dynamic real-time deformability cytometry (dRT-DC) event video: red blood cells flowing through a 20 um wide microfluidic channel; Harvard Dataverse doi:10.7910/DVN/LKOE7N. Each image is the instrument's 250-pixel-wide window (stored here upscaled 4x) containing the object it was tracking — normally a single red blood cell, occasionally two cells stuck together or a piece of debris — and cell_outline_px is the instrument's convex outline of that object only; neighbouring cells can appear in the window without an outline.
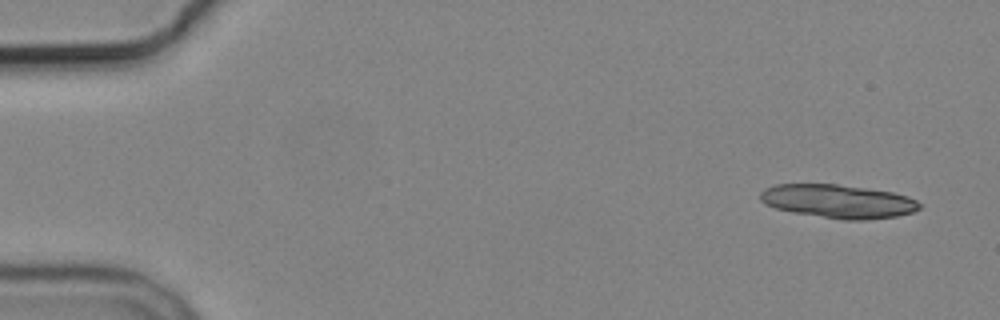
{"species": "common noctule bat (a hibernating species)", "species_latin": "Nyctalus noctula", "temperature_condition": "cold", "stored_images_in_passage": 5, "camera_frame_rate_fps": 3000, "um_per_image_px": 0.085, "animal": {"sex": "male", "body_mass_g": 19.2, "forearm_length_mm": 51.8}, "frame": {"image": 1, "passage_image": 1, "time_ms": 0.0, "image_size_px": [1000, 320], "cell_outline_px": [[920, 208], [912, 212], [896, 216], [864, 220], [844, 220], [792, 212], [776, 208], [764, 204], [760, 200], [760, 192], [764, 188], [776, 184], [836, 184], [892, 192], [908, 196], [916, 200], [920, 204]], "centroid_in_image_um": [71.21, 17.11], "position_along_channel_um": 13.8, "area_um2": 31.04}}